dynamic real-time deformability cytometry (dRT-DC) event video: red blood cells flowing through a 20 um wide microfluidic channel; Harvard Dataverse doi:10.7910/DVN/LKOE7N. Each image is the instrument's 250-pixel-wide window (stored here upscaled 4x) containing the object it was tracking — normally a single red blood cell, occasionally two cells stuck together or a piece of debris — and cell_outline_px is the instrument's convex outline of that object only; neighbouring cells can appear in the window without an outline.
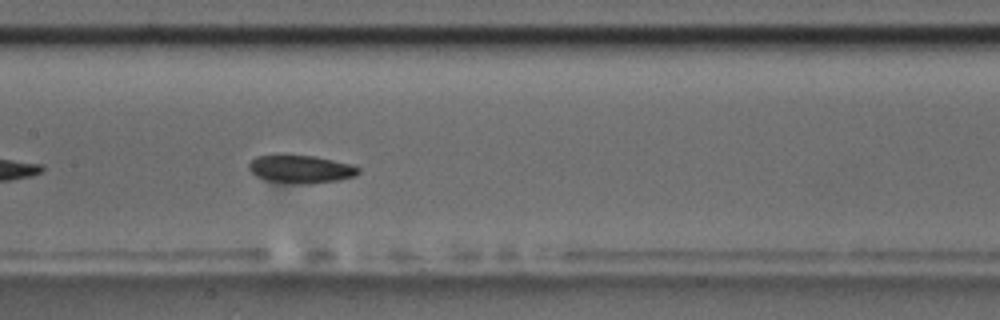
{"species": "common noctule bat (a hibernating species)", "species_latin": "Nyctalus noctula", "temperature_condition": "room temperature", "stored_images_in_passage": 41, "camera_frame_rate_fps": 3000, "um_per_image_px": 0.085, "animal": {"sex": "male", "body_mass_g": 17.5, "forearm_length_mm": 52.3}, "frame": {"image": 1, "passage_image": 12, "time_ms": 3.667, "image_size_px": [1000, 320], "cell_outline_px": [[360, 172], [356, 176], [336, 180], [312, 184], [308, 184], [268, 180], [256, 176], [248, 168], [248, 164], [256, 156], [276, 152], [284, 152], [316, 156], [352, 164], [360, 168]], "centroid_in_image_um": [25.54, 14.31], "position_along_channel_um": 181.9, "area_um2": 18.5}}
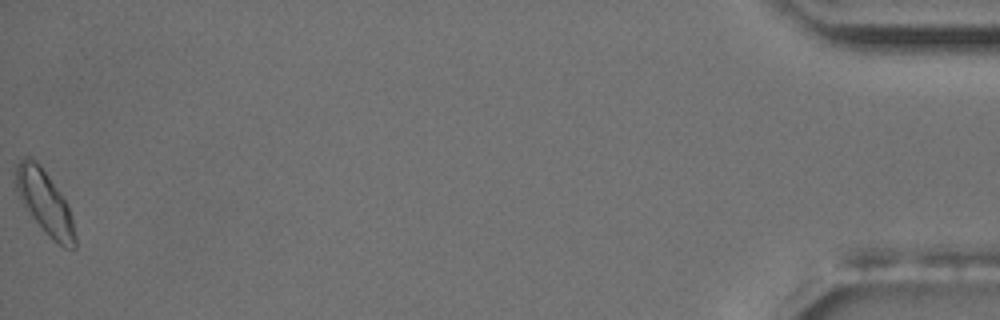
{"frame": {"image": 2, "passage_image": 41, "time_ms": 13.333, "image_size_px": [1000, 320], "cell_outline_px": [[76, 248], [64, 248], [52, 240], [48, 236], [32, 216], [24, 204], [16, 188], [12, 172], [16, 164], [24, 156], [28, 156], [36, 160], [48, 176], [68, 204], [72, 216], [76, 236]], "centroid_in_image_um": [3.8, 17.18], "position_along_channel_um": 431.4, "area_um2": 21.96}, "authors_computed_cell_mechanics": {"area_um2": 17.9758, "velocity_mm_per_s": 3.5877, "shape_relaxation_time_tau1_ms": null, "shape_relaxation_time_tau2_ms": 4.1386, "deformation_change_tau1": null, "deformation_change_tau2": 0.0792}}